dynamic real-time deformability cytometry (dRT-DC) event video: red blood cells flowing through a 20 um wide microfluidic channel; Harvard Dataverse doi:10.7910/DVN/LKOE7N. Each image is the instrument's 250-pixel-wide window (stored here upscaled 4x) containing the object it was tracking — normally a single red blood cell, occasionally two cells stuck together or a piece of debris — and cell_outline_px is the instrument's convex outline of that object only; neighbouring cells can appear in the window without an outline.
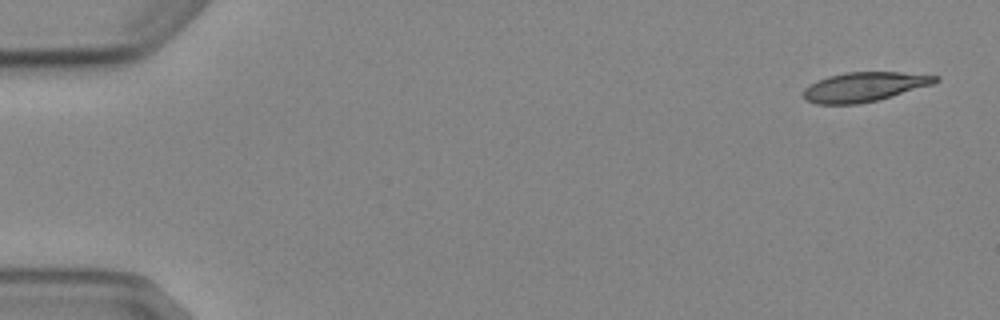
{"species": "Egyptian fruit bat (a non-hibernating species)", "species_latin": "Rousettus aegyptiacus", "temperature_condition": "cold", "stored_images_in_passage": 5, "camera_frame_rate_fps": 3000, "um_per_image_px": 0.085, "animal": {"sex": "female"}, "frame": {"image": 1, "passage_image": 1, "time_ms": 0.0, "image_size_px": [1000, 320], "cell_outline_px": [[940, 80], [932, 84], [876, 100], [856, 104], [816, 104], [804, 100], [804, 88], [808, 84], [828, 76], [844, 72], [900, 72], [940, 76]], "centroid_in_image_um": [73.41, 7.37], "position_along_channel_um": 11.6, "area_um2": 22.48}}
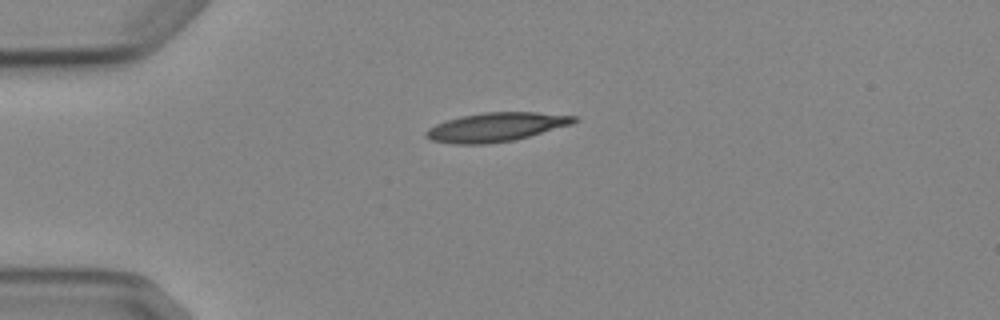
{"frame": {"image": 2, "passage_image": 4, "time_ms": 3.667, "image_size_px": [1000, 320], "cell_outline_px": [[580, 120], [572, 124], [528, 136], [512, 140], [488, 144], [452, 144], [432, 140], [424, 136], [424, 132], [428, 128], [436, 124], [460, 116], [484, 112], [536, 112], [576, 116]], "centroid_in_image_um": [42.14, 10.8], "position_along_channel_um": 42.9, "area_um2": 24.85}}